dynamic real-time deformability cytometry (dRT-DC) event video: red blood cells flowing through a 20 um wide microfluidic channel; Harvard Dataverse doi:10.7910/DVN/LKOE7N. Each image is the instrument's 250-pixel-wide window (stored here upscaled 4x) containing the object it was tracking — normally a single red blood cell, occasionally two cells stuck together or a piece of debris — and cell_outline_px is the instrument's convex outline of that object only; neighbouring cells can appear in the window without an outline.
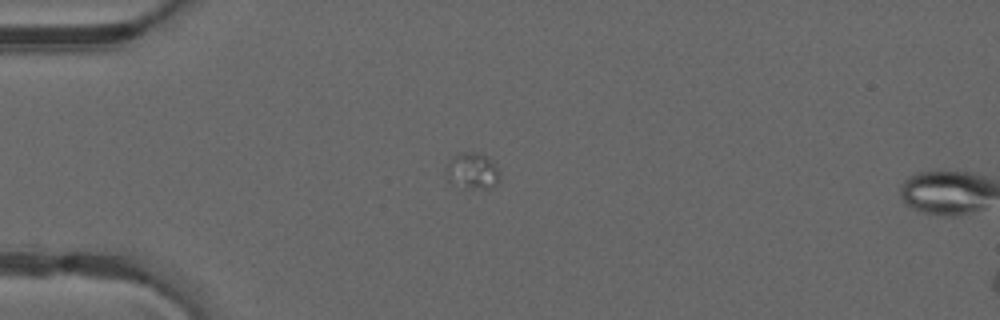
{"species": "common noctule bat (a hibernating species)", "species_latin": "Nyctalus noctula", "temperature_condition": "warm", "stored_images_in_passage": 13, "segment_of_instrument_passage": [1, 2], "camera_frame_rate_fps": 3000, "um_per_image_px": 0.085, "animal": {"sex": "male", "forearm_length_mm": 52.5}, "frame": {"image": 1, "passage_image": 11, "time_ms": 3.333, "image_size_px": [1000, 320], "cell_outline_px": [[500, 180], [492, 188], [472, 188], [452, 184], [448, 180], [444, 168], [456, 152], [476, 152], [492, 160], [500, 172]], "centroid_in_image_um": [40.14, 14.52], "position_along_channel_um": 44.9, "area_um2": 11.5}}